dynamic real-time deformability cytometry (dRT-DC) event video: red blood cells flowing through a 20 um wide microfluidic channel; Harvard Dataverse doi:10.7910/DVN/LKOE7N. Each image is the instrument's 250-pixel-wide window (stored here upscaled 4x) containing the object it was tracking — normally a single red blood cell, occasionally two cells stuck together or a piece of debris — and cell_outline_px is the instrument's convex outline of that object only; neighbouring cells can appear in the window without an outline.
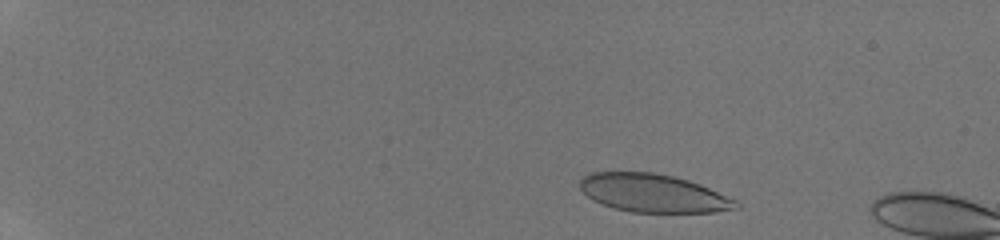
{"species": "human", "species_latin": "Homo sapiens", "temperature_condition": "room temperature", "stored_images_in_passage": 9, "camera_frame_rate_fps": 3000, "um_per_image_px": 0.085, "donor": {"sex": "male"}, "frame": {"image": 1, "passage_image": 4, "time_ms": 1.0, "image_size_px": [1000, 240], "cell_outline_px": [[740, 208], [716, 212], [632, 212], [616, 208], [592, 200], [580, 188], [580, 180], [588, 172], [652, 172], [672, 176], [688, 180], [700, 184], [736, 200], [740, 204]], "centroid_in_image_um": [55.54, 16.41], "position_along_channel_um": 29.5, "area_um2": 34.56}}